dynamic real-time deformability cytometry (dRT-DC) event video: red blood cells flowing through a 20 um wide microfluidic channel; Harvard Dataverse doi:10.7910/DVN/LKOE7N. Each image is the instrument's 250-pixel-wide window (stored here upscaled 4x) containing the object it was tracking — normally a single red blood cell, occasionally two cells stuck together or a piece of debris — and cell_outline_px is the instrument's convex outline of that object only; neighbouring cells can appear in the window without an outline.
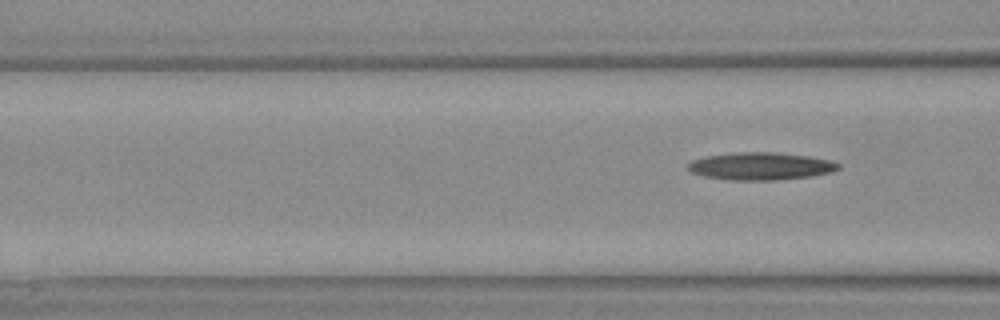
{"species": "Egyptian fruit bat (a non-hibernating species)", "species_latin": "Rousettus aegyptiacus", "temperature_condition": "warm", "stored_images_in_passage": 5, "segment_of_instrument_passage": [2, 2], "camera_frame_rate_fps": 3000, "um_per_image_px": 0.085, "animal": {"sex": "female"}, "frame": {"image": 1, "passage_image": 5, "time_ms": 5.667, "image_size_px": [1000, 320], "cell_outline_px": [[840, 168], [828, 172], [812, 176], [776, 180], [732, 180], [704, 176], [692, 172], [688, 168], [688, 164], [692, 160], [708, 156], [732, 152], [772, 152], [808, 156], [828, 160], [840, 164]], "centroid_in_image_um": [64.64, 14.12], "position_along_channel_um": 102.0, "area_um2": 23.87}}